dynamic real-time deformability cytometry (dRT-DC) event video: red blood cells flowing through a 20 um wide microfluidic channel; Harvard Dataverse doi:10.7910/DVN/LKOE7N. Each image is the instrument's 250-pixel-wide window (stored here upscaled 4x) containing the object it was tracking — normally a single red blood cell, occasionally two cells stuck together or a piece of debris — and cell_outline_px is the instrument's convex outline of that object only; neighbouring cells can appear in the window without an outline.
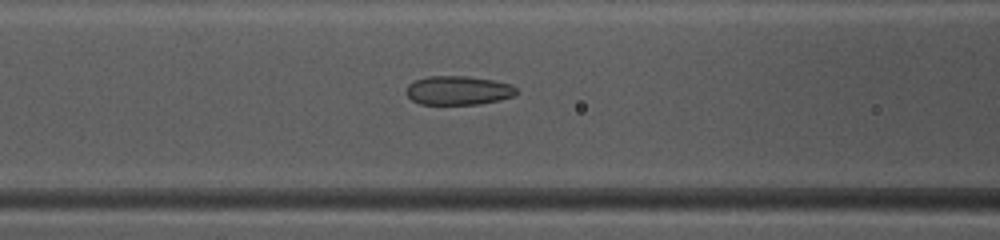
{"species": "common noctule bat (a hibernating species)", "species_latin": "Nyctalus noctula", "temperature_condition": "warm", "stored_images_in_passage": 43, "camera_frame_rate_fps": 3000, "um_per_image_px": 0.085, "animal": {"sex": "female", "body_mass_g": 10.0, "forearm_length_mm": 53.1}, "frame": {"image": 1, "passage_image": 15, "time_ms": 4.667, "image_size_px": [1000, 240], "cell_outline_px": [[516, 92], [512, 96], [500, 100], [480, 104], [420, 104], [412, 100], [404, 92], [408, 84], [416, 80], [428, 76], [468, 76], [492, 80], [508, 84], [516, 88]], "centroid_in_image_um": [38.9, 7.69], "position_along_channel_um": 127.7, "area_um2": 18.5}}
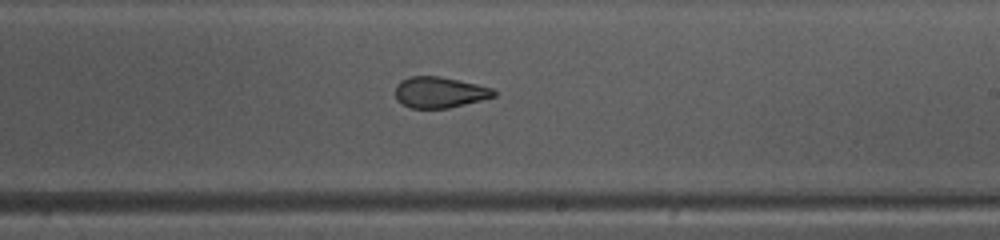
{"frame": {"image": 2, "passage_image": 24, "time_ms": 7.667, "image_size_px": [1000, 240], "cell_outline_px": [[496, 96], [448, 108], [412, 108], [400, 104], [396, 100], [396, 84], [400, 80], [408, 76], [440, 76], [476, 84], [492, 88], [496, 92]], "centroid_in_image_um": [37.32, 7.84], "position_along_channel_um": 251.7, "area_um2": 17.8}}
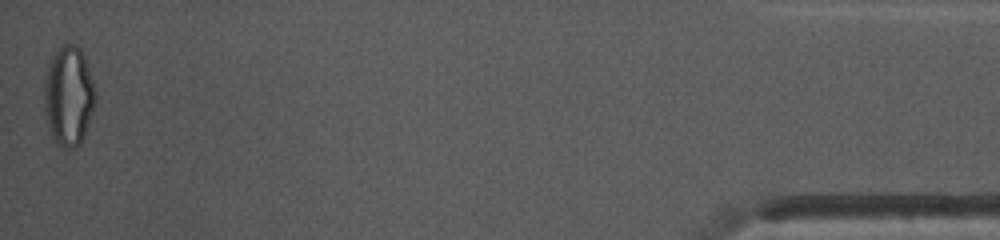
{"frame": {"image": 3, "passage_image": 43, "time_ms": 14.0, "image_size_px": [1000, 240], "cell_outline_px": [[96, 100], [84, 136], [80, 144], [76, 148], [64, 148], [52, 136], [48, 124], [44, 96], [44, 80], [52, 56], [64, 44], [76, 44], [80, 48], [84, 56], [92, 80], [96, 96]], "centroid_in_image_um": [5.85, 8.15], "position_along_channel_um": 429.4, "area_um2": 29.19}, "authors_computed_cell_mechanics": {"area_um2": 20.3456, "velocity_mm_per_s": 4.1224, "shape_relaxation_time_tau1_ms": 8.8224, "shape_relaxation_time_tau2_ms": 1.5936, "deformation_change_tau1": 0.1875, "deformation_change_tau2": 0.0816}}